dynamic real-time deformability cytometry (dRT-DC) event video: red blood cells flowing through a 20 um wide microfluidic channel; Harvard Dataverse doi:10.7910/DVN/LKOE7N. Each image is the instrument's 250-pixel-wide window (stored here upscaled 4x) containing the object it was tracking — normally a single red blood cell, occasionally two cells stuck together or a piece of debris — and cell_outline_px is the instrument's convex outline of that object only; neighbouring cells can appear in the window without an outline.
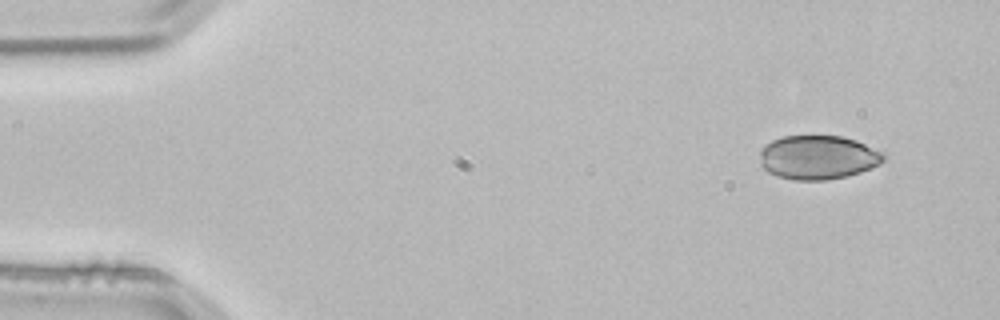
{"species": "common noctule bat (a hibernating species)", "species_latin": "Nyctalus noctula", "temperature_condition": "room temperature", "stored_images_in_passage": 2, "camera_frame_rate_fps": 3000, "um_per_image_px": 0.085, "animal": {"sex": "male", "body_mass_g": 21.5, "forearm_length_mm": 52.0}, "frame": {"image": 1, "passage_image": 1, "time_ms": 0.0, "image_size_px": [1000, 320], "cell_outline_px": [[884, 160], [880, 164], [860, 172], [848, 176], [824, 180], [796, 180], [776, 176], [768, 172], [760, 164], [760, 152], [764, 144], [772, 140], [784, 136], [844, 136], [856, 140], [884, 152]], "centroid_in_image_um": [69.52, 13.37], "position_along_channel_um": 15.5, "area_um2": 31.91}}